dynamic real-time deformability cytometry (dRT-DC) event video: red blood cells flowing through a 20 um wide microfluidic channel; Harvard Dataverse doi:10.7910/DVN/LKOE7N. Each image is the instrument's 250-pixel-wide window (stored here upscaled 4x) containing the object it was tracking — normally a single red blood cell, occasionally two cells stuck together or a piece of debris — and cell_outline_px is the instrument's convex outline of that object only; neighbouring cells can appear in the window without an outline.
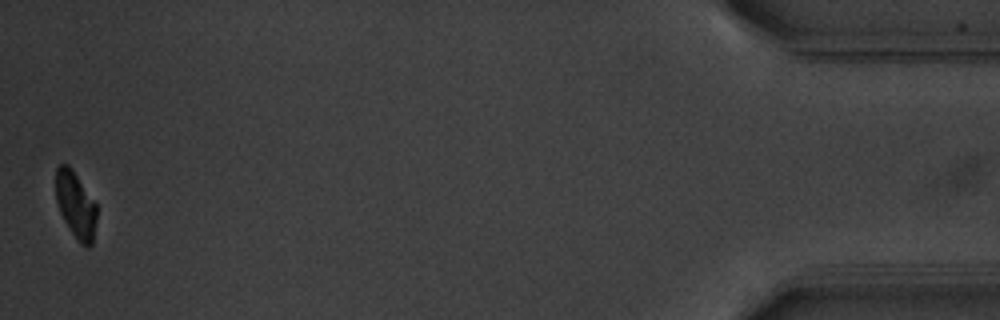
{"species": "common noctule bat (a hibernating species)", "species_latin": "Nyctalus noctula", "temperature_condition": "warm", "stored_images_in_passage": 55, "camera_frame_rate_fps": 3000, "um_per_image_px": 0.085, "animal": {"sex": "male", "body_mass_g": 20.1, "forearm_length_mm": 53.5}, "frame": {"image": 1, "passage_image": 55, "time_ms": 18.0, "image_size_px": [1000, 320], "cell_outline_px": [[96, 220], [92, 244], [88, 248], [80, 244], [64, 220], [60, 212], [56, 200], [56, 168], [60, 164], [68, 164], [72, 168], [96, 204]], "centroid_in_image_um": [6.43, 17.41], "position_along_channel_um": 428.8, "area_um2": 15.72}, "authors_computed_cell_mechanics": {"area_um2": 17.2244, "velocity_mm_per_s": 3.717, "shape_relaxation_time_tau1_ms": 1.7592, "shape_relaxation_time_tau2_ms": null, "deformation_change_tau1": 0.1412, "deformation_change_tau2": null}}